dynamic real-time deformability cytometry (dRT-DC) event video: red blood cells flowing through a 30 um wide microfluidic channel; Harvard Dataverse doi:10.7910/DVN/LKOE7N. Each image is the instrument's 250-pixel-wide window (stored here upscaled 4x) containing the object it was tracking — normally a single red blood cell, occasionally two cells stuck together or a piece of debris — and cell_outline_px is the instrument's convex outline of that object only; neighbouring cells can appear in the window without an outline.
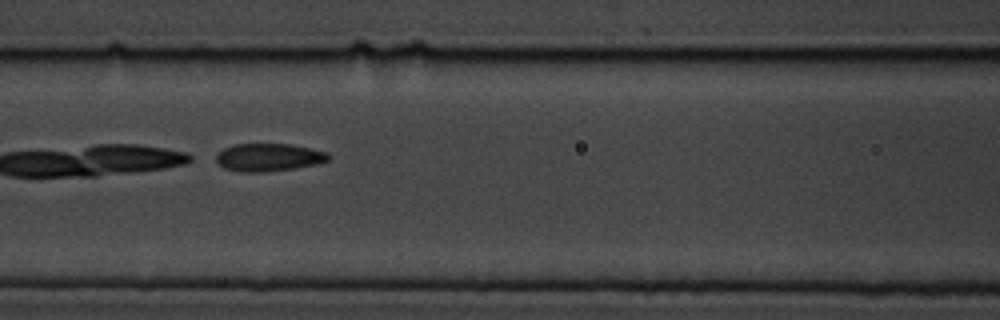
{"species": "common noctule bat (a hibernating species)", "species_latin": "Nyctalus noctula", "temperature_condition": "cold", "stored_images_in_passage": 15, "camera_frame_rate_fps": 3000, "um_per_image_px": 0.085, "animal": {"sex": "male", "body_mass_g": 19.5, "forearm_length_mm": 54.6}, "frame": {"image": 1, "passage_image": 7, "time_ms": 7.0, "image_size_px": [1000, 320], "cell_outline_px": [[332, 156], [328, 160], [316, 164], [296, 168], [264, 172], [240, 172], [224, 168], [216, 160], [216, 156], [224, 148], [232, 144], [292, 144], [312, 148], [328, 152]], "centroid_in_image_um": [22.87, 13.37], "position_along_channel_um": 143.7, "area_um2": 18.32}}
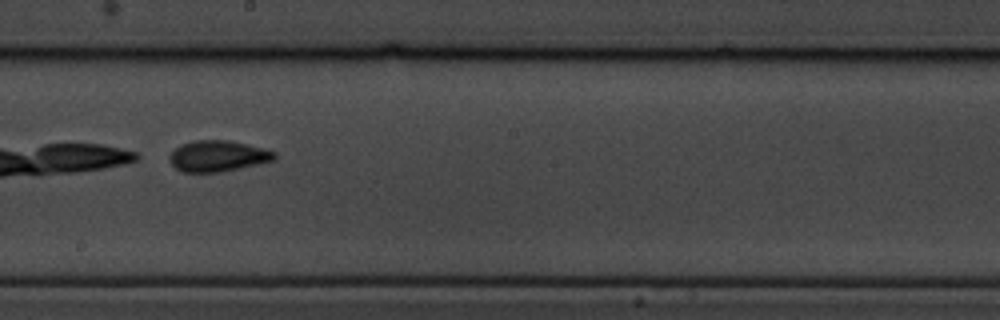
{"frame": {"image": 2, "passage_image": 9, "time_ms": 9.333, "image_size_px": [1000, 320], "cell_outline_px": [[276, 160], [220, 172], [180, 172], [168, 160], [168, 156], [180, 144], [192, 140], [228, 140], [264, 148], [276, 152]], "centroid_in_image_um": [18.5, 13.26], "position_along_channel_um": 229.7, "area_um2": 19.07}}
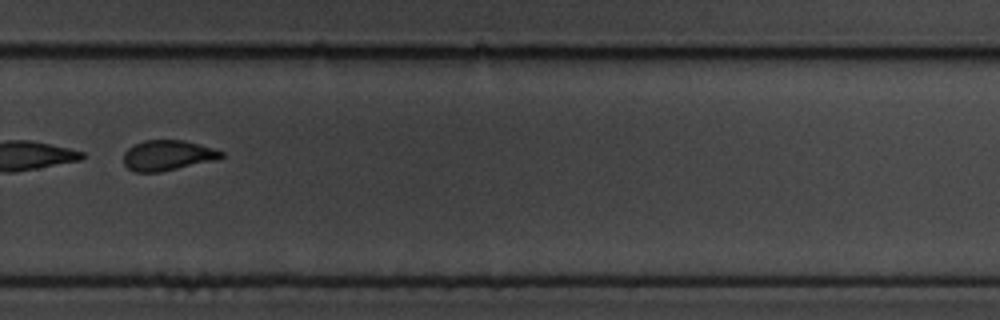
{"frame": {"image": 3, "passage_image": 11, "time_ms": 11.667, "image_size_px": [1000, 320], "cell_outline_px": [[224, 156], [216, 160], [160, 172], [136, 172], [128, 168], [124, 164], [124, 152], [128, 148], [144, 140], [184, 140], [212, 148], [224, 152]], "centroid_in_image_um": [14.25, 13.21], "position_along_channel_um": 315.6, "area_um2": 17.17}}